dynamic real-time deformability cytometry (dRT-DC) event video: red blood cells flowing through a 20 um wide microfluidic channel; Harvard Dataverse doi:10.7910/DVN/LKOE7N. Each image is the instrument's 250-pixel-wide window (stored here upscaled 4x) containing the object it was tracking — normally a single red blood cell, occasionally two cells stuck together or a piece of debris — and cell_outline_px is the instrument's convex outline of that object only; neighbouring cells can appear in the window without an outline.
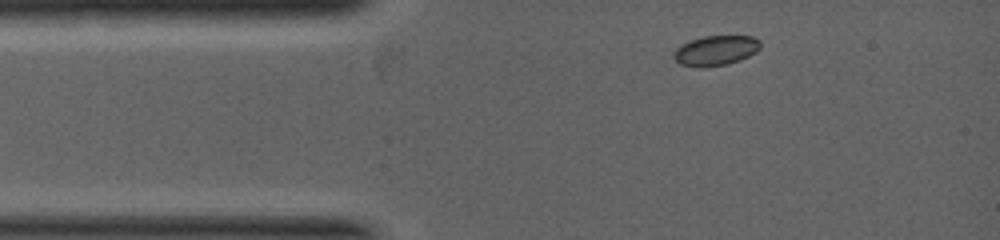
{"species": "common noctule bat (a hibernating species)", "species_latin": "Nyctalus noctula", "temperature_condition": "warm", "stored_images_in_passage": 3, "camera_frame_rate_fps": 5000, "um_per_image_px": 0.085, "animal": {"sex": "female", "body_mass_g": 19.0, "forearm_length_mm": 53.3}, "frame": {"image": 1, "passage_image": 1, "time_ms": 0.0, "image_size_px": [1000, 240], "cell_outline_px": [[760, 48], [756, 52], [740, 60], [728, 64], [700, 68], [680, 64], [672, 56], [676, 48], [680, 44], [704, 36], [752, 36], [760, 40]], "centroid_in_image_um": [60.83, 4.3], "position_along_channel_um": 24.2, "area_um2": 15.2}}